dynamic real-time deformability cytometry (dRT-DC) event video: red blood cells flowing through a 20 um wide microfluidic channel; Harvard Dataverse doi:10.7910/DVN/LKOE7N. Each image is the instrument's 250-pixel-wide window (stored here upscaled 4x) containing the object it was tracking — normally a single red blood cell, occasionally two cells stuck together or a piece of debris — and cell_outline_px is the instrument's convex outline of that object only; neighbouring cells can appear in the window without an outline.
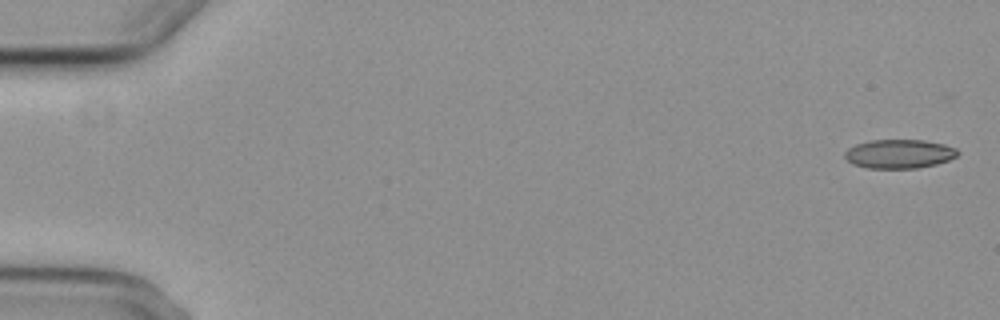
{"species": "common noctule bat (a hibernating species)", "species_latin": "Nyctalus noctula", "temperature_condition": "cold", "stored_images_in_passage": 7, "camera_frame_rate_fps": 3000, "um_per_image_px": 0.085, "animal": {"sex": "female", "body_mass_g": 29.2, "forearm_length_mm": 56.3}, "frame": {"image": 1, "passage_image": 1, "time_ms": 0.0, "image_size_px": [1000, 320], "cell_outline_px": [[960, 152], [956, 156], [948, 160], [936, 164], [916, 168], [868, 168], [852, 164], [844, 156], [844, 152], [848, 148], [856, 144], [872, 140], [924, 140], [944, 144], [956, 148]], "centroid_in_image_um": [76.43, 13.07], "position_along_channel_um": 8.6, "area_um2": 19.02}}
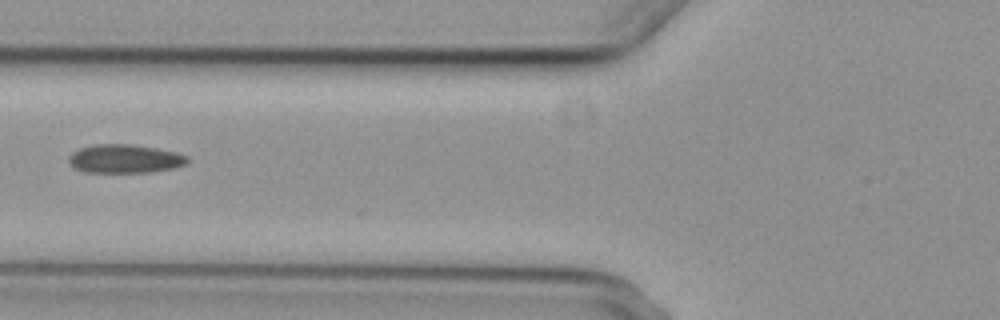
{"frame": {"image": 2, "passage_image": 6, "time_ms": 7.0, "image_size_px": [1000, 320], "cell_outline_px": [[188, 160], [184, 164], [172, 168], [152, 172], [84, 172], [72, 168], [68, 160], [68, 156], [72, 152], [80, 148], [96, 144], [132, 144], [156, 148], [176, 152], [188, 156]], "centroid_in_image_um": [10.56, 13.49], "position_along_channel_um": 115.2, "area_um2": 19.83}}
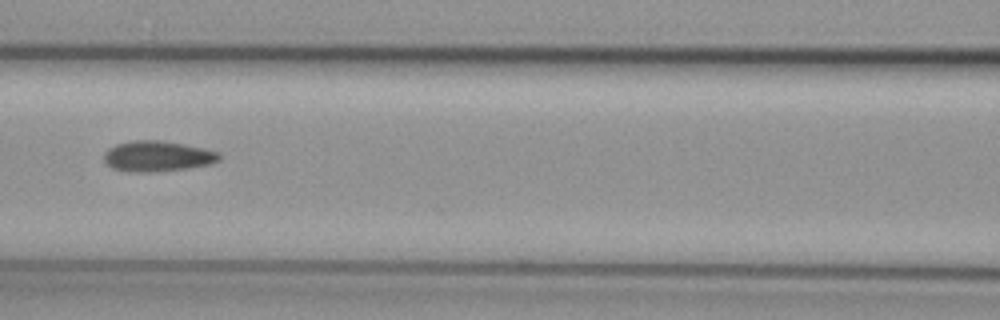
{"frame": {"image": 3, "passage_image": 7, "time_ms": 8.0, "image_size_px": [1000, 320], "cell_outline_px": [[220, 160], [208, 164], [188, 168], [152, 172], [128, 172], [112, 168], [104, 164], [104, 152], [108, 148], [116, 144], [132, 140], [160, 140], [184, 144], [204, 148], [220, 152]], "centroid_in_image_um": [13.34, 13.28], "position_along_channel_um": 153.3, "area_um2": 20.75}}